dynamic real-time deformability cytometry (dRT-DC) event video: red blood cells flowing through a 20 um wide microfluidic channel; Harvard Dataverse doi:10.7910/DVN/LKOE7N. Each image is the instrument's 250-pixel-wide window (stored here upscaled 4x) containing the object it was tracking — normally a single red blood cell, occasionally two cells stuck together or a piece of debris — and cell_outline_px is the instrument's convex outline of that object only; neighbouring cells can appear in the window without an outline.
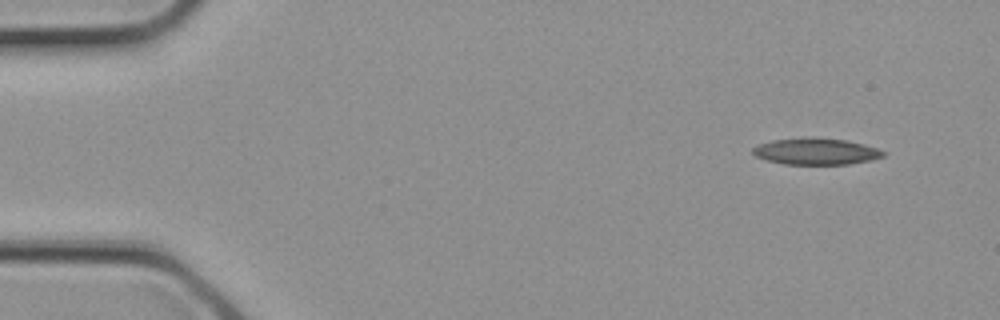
{"species": "common noctule bat (a hibernating species)", "species_latin": "Nyctalus noctula", "temperature_condition": "cold", "stored_images_in_passage": 3, "camera_frame_rate_fps": 3000, "um_per_image_px": 0.085, "animal": {"sex": "female", "body_mass_g": 21.9}, "frame": {"image": 1, "passage_image": 1, "time_ms": 0.0, "image_size_px": [1000, 320], "cell_outline_px": [[884, 156], [872, 160], [848, 164], [784, 164], [768, 160], [756, 156], [752, 152], [752, 148], [756, 144], [772, 140], [808, 136], [844, 140], [864, 144], [876, 148], [884, 152]], "centroid_in_image_um": [69.32, 12.85], "position_along_channel_um": 15.7, "area_um2": 20.23}}
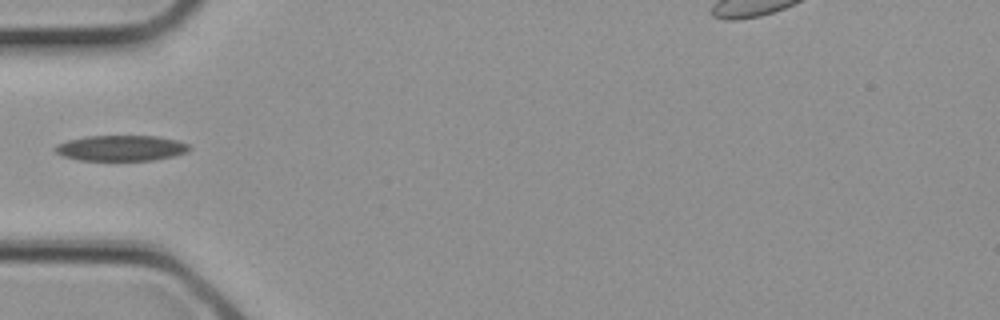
{"frame": {"image": 2, "passage_image": 3, "time_ms": 0.667, "image_size_px": [1000, 320], "cell_outline_px": [[192, 148], [188, 152], [172, 156], [152, 160], [80, 160], [64, 156], [56, 152], [52, 148], [56, 144], [68, 140], [84, 136], [160, 136], [176, 140], [188, 144]], "centroid_in_image_um": [10.29, 12.58], "position_along_channel_um": 74.7, "area_um2": 20.06}}